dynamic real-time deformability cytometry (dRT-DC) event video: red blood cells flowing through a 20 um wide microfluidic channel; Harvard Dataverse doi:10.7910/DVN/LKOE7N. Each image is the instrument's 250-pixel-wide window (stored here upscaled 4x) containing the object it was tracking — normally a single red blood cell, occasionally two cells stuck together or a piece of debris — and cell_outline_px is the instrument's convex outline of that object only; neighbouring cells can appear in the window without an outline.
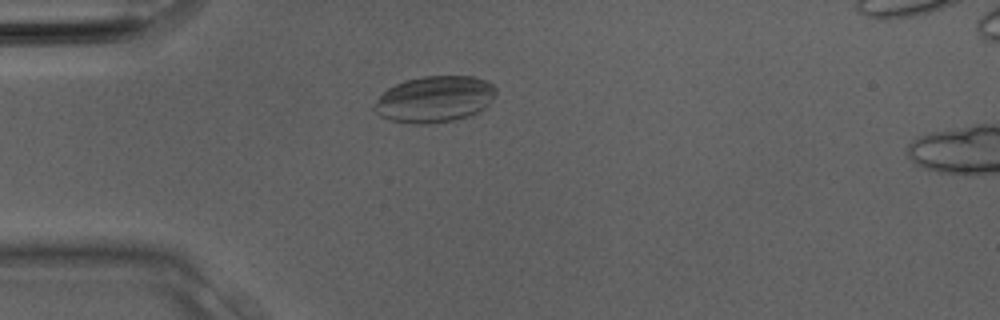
{"species": "Egyptian fruit bat (a non-hibernating species)", "species_latin": "Rousettus aegyptiacus", "temperature_condition": "room temperature", "stored_images_in_passage": 23, "camera_frame_rate_fps": 3000, "um_per_image_px": 0.085, "animal": {"sex": "male"}, "frame": {"image": 1, "passage_image": 1, "time_ms": 0.0, "image_size_px": [1000, 320], "cell_outline_px": [[496, 92], [492, 100], [480, 112], [456, 120], [424, 124], [412, 124], [392, 120], [380, 116], [372, 112], [372, 108], [376, 100], [388, 88], [404, 80], [424, 76], [472, 76], [484, 80], [492, 84], [496, 88]], "centroid_in_image_um": [36.92, 8.44], "position_along_channel_um": 48.1, "area_um2": 33.0}}
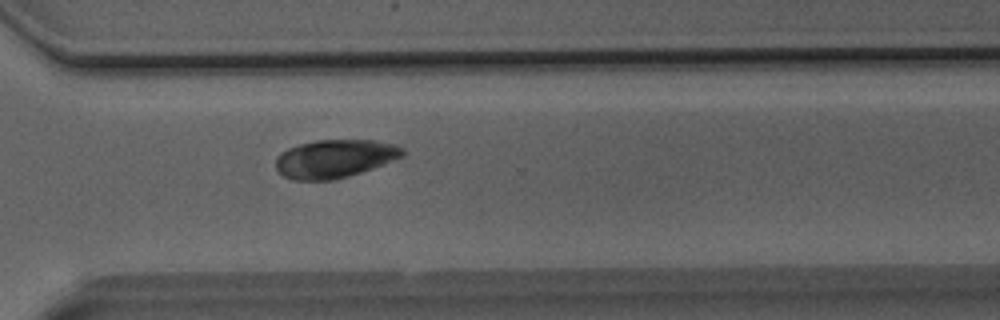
{"frame": {"image": 2, "passage_image": 16, "time_ms": 5.0, "image_size_px": [1000, 320], "cell_outline_px": [[404, 156], [384, 164], [336, 180], [292, 180], [284, 176], [276, 168], [276, 156], [280, 152], [288, 148], [300, 144], [316, 140], [372, 140], [392, 144], [404, 148]], "centroid_in_image_um": [28.43, 13.49], "position_along_channel_um": 342.2, "area_um2": 28.21}}
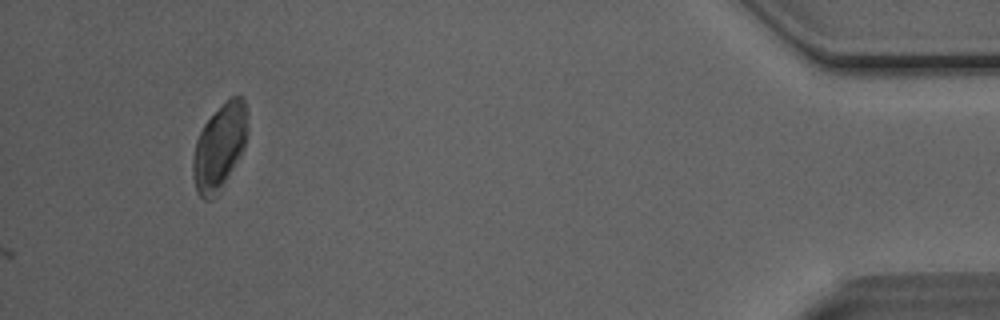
{"frame": {"image": 3, "passage_image": 23, "time_ms": 7.333, "image_size_px": [1000, 320], "cell_outline_px": [[248, 128], [244, 148], [216, 196], [212, 200], [204, 200], [196, 192], [192, 172], [192, 156], [196, 140], [204, 124], [232, 96], [244, 96]], "centroid_in_image_um": [18.64, 12.52], "position_along_channel_um": 416.6, "area_um2": 26.93}}